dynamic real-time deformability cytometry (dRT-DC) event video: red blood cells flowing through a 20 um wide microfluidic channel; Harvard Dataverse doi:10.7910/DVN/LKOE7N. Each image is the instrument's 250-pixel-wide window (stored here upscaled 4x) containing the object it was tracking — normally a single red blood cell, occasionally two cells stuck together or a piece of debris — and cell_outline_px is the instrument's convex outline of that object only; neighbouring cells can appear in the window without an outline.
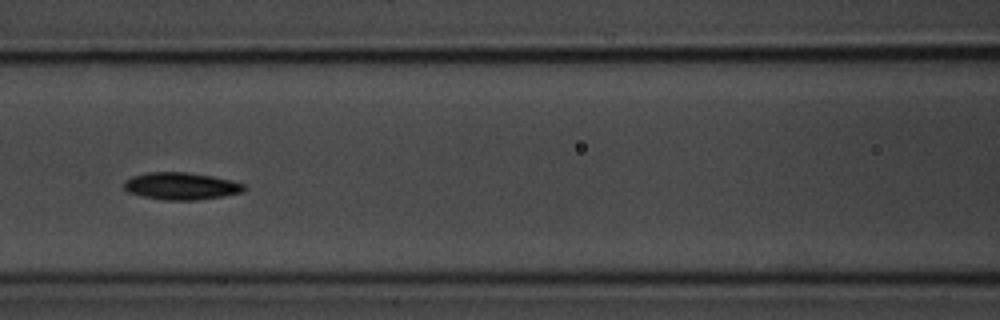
{"species": "common noctule bat (a hibernating species)", "species_latin": "Nyctalus noctula", "temperature_condition": "room temperature", "stored_images_in_passage": 19, "camera_frame_rate_fps": 3000, "um_per_image_px": 0.085, "animal": {"sex": "male", "body_mass_g": 20.1, "forearm_length_mm": 53.5}, "frame": {"image": 1, "passage_image": 9, "time_ms": 2.667, "image_size_px": [1000, 320], "cell_outline_px": [[248, 188], [240, 192], [224, 196], [196, 200], [164, 200], [144, 196], [128, 192], [124, 188], [124, 180], [132, 176], [148, 172], [188, 172], [212, 176], [232, 180], [244, 184]], "centroid_in_image_um": [15.4, 15.81], "position_along_channel_um": 151.2, "area_um2": 19.07}}